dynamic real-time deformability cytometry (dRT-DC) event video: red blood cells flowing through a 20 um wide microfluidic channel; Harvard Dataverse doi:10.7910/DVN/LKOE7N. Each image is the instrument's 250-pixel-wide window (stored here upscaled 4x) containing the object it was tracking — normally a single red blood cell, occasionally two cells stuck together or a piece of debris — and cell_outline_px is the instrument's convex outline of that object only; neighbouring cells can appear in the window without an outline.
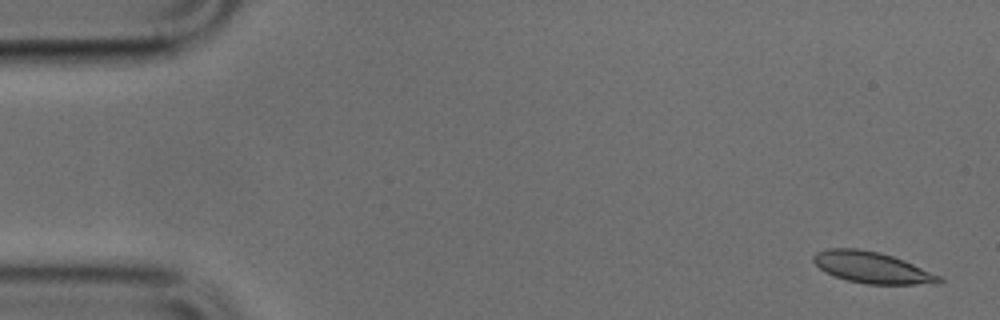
{"species": "common noctule bat (a hibernating species)", "species_latin": "Nyctalus noctula", "temperature_condition": "cold", "stored_images_in_passage": 18, "camera_frame_rate_fps": 3000, "um_per_image_px": 0.085, "animal": {"sex": "male", "body_mass_g": 17.9, "forearm_length_mm": 54.2}, "frame": {"image": 1, "passage_image": 2, "time_ms": 0.333, "image_size_px": [1000, 320], "cell_outline_px": [[944, 280], [940, 284], [868, 284], [848, 280], [836, 276], [820, 268], [812, 260], [812, 256], [816, 252], [828, 248], [856, 248], [880, 252], [904, 260], [940, 276]], "centroid_in_image_um": [74.14, 22.73], "position_along_channel_um": 10.9, "area_um2": 22.77}}
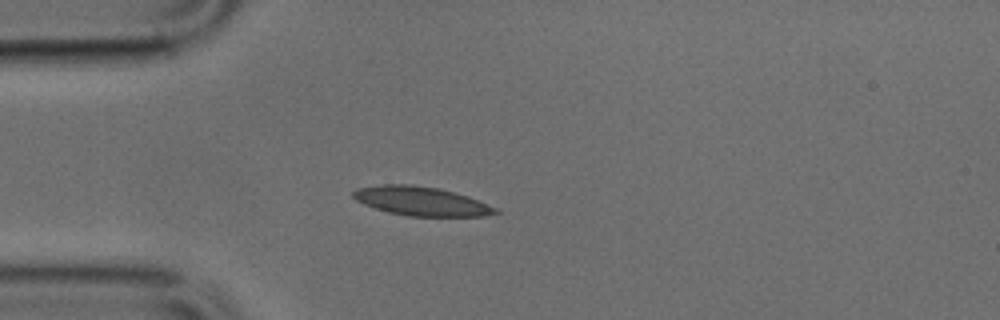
{"frame": {"image": 2, "passage_image": 13, "time_ms": 4.0, "image_size_px": [1000, 320], "cell_outline_px": [[500, 212], [484, 216], [408, 216], [388, 212], [364, 204], [356, 200], [352, 196], [352, 192], [356, 188], [384, 184], [412, 184], [436, 188], [468, 196], [496, 208]], "centroid_in_image_um": [35.77, 17.1], "position_along_channel_um": 49.2, "area_um2": 23.81}}